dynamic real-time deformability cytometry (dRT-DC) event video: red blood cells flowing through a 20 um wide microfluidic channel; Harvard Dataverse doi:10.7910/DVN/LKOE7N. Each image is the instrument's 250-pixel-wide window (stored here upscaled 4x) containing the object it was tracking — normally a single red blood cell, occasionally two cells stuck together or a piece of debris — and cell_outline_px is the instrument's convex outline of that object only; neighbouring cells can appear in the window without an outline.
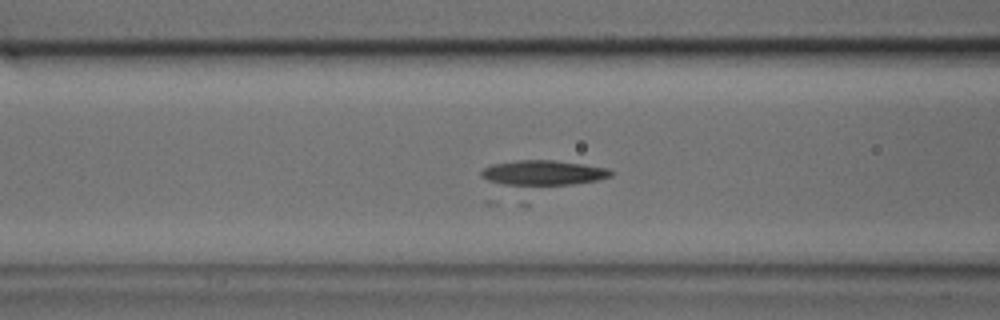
{"species": "common noctule bat (a hibernating species)", "species_latin": "Nyctalus noctula", "temperature_condition": "cold", "stored_images_in_passage": 34, "segment_of_instrument_passage": [1, 2], "camera_frame_rate_fps": 3000, "um_per_image_px": 0.085, "animal": {"sex": "male", "body_mass_g": 17.9, "forearm_length_mm": 54.2}, "frame": {"image": 1, "passage_image": 9, "time_ms": 2.667, "image_size_px": [1000, 320], "cell_outline_px": [[612, 176], [596, 180], [572, 184], [528, 188], [520, 188], [488, 180], [480, 176], [480, 172], [484, 168], [492, 164], [516, 160], [556, 160], [584, 164], [608, 168], [612, 172]], "centroid_in_image_um": [46.13, 14.72], "position_along_channel_um": 120.5, "area_um2": 19.65}}
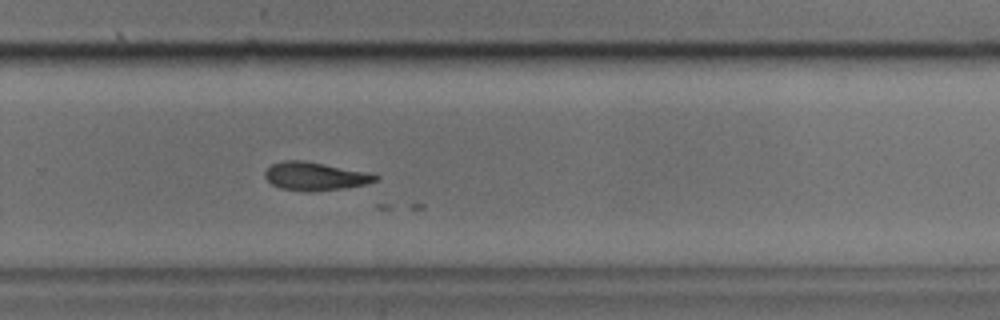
{"frame": {"image": 2, "passage_image": 20, "time_ms": 6.333, "image_size_px": [1000, 320], "cell_outline_px": [[380, 176], [376, 180], [368, 184], [344, 188], [308, 192], [304, 192], [280, 188], [272, 184], [264, 176], [264, 172], [272, 164], [284, 160], [304, 160], [372, 172]], "centroid_in_image_um": [26.82, 14.97], "position_along_channel_um": 303.0, "area_um2": 18.5}}
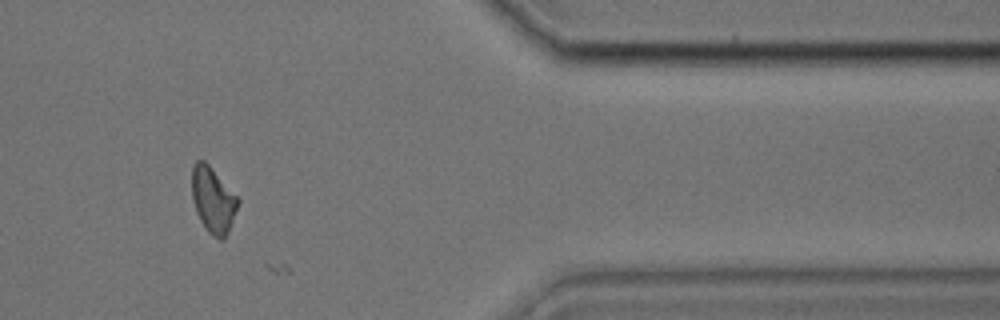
{"frame": {"image": 3, "passage_image": 27, "time_ms": 8.667, "image_size_px": [1000, 320], "cell_outline_px": [[240, 200], [228, 232], [224, 240], [220, 240], [212, 236], [208, 232], [200, 220], [196, 212], [192, 200], [192, 168], [196, 160], [204, 160], [208, 164]], "centroid_in_image_um": [18.09, 17.02], "position_along_channel_um": 393.3, "area_um2": 17.51}}